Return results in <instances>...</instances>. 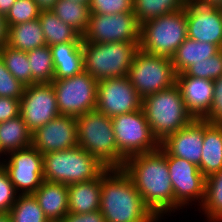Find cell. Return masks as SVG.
<instances>
[{"instance_id": "39", "label": "cell", "mask_w": 222, "mask_h": 222, "mask_svg": "<svg viewBox=\"0 0 222 222\" xmlns=\"http://www.w3.org/2000/svg\"><path fill=\"white\" fill-rule=\"evenodd\" d=\"M214 82V97L209 112L202 118L209 123L222 124V76Z\"/></svg>"}, {"instance_id": "33", "label": "cell", "mask_w": 222, "mask_h": 222, "mask_svg": "<svg viewBox=\"0 0 222 222\" xmlns=\"http://www.w3.org/2000/svg\"><path fill=\"white\" fill-rule=\"evenodd\" d=\"M9 213L11 222H50L33 194L19 195Z\"/></svg>"}, {"instance_id": "9", "label": "cell", "mask_w": 222, "mask_h": 222, "mask_svg": "<svg viewBox=\"0 0 222 222\" xmlns=\"http://www.w3.org/2000/svg\"><path fill=\"white\" fill-rule=\"evenodd\" d=\"M119 154L127 158L159 149L150 125L141 109L111 118Z\"/></svg>"}, {"instance_id": "25", "label": "cell", "mask_w": 222, "mask_h": 222, "mask_svg": "<svg viewBox=\"0 0 222 222\" xmlns=\"http://www.w3.org/2000/svg\"><path fill=\"white\" fill-rule=\"evenodd\" d=\"M32 146V132L21 115L0 123V151L7 155Z\"/></svg>"}, {"instance_id": "4", "label": "cell", "mask_w": 222, "mask_h": 222, "mask_svg": "<svg viewBox=\"0 0 222 222\" xmlns=\"http://www.w3.org/2000/svg\"><path fill=\"white\" fill-rule=\"evenodd\" d=\"M78 146L97 158L107 168H122L111 118L97 109L76 117Z\"/></svg>"}, {"instance_id": "13", "label": "cell", "mask_w": 222, "mask_h": 222, "mask_svg": "<svg viewBox=\"0 0 222 222\" xmlns=\"http://www.w3.org/2000/svg\"><path fill=\"white\" fill-rule=\"evenodd\" d=\"M5 170L19 195L33 194L43 183V155L33 146L8 154Z\"/></svg>"}, {"instance_id": "6", "label": "cell", "mask_w": 222, "mask_h": 222, "mask_svg": "<svg viewBox=\"0 0 222 222\" xmlns=\"http://www.w3.org/2000/svg\"><path fill=\"white\" fill-rule=\"evenodd\" d=\"M139 43L83 42L84 71L96 80L128 75Z\"/></svg>"}, {"instance_id": "21", "label": "cell", "mask_w": 222, "mask_h": 222, "mask_svg": "<svg viewBox=\"0 0 222 222\" xmlns=\"http://www.w3.org/2000/svg\"><path fill=\"white\" fill-rule=\"evenodd\" d=\"M55 67L54 79H63L84 71L83 42H65L50 46Z\"/></svg>"}, {"instance_id": "29", "label": "cell", "mask_w": 222, "mask_h": 222, "mask_svg": "<svg viewBox=\"0 0 222 222\" xmlns=\"http://www.w3.org/2000/svg\"><path fill=\"white\" fill-rule=\"evenodd\" d=\"M188 0H133V13L141 25L145 21L177 12L185 8Z\"/></svg>"}, {"instance_id": "47", "label": "cell", "mask_w": 222, "mask_h": 222, "mask_svg": "<svg viewBox=\"0 0 222 222\" xmlns=\"http://www.w3.org/2000/svg\"><path fill=\"white\" fill-rule=\"evenodd\" d=\"M1 156H5V155L0 151V158H1ZM1 159H3V160H1ZM1 159H0V171H2L5 168V160H6L4 158H1Z\"/></svg>"}, {"instance_id": "15", "label": "cell", "mask_w": 222, "mask_h": 222, "mask_svg": "<svg viewBox=\"0 0 222 222\" xmlns=\"http://www.w3.org/2000/svg\"><path fill=\"white\" fill-rule=\"evenodd\" d=\"M20 115L32 133L59 116L52 83L25 86L20 99Z\"/></svg>"}, {"instance_id": "44", "label": "cell", "mask_w": 222, "mask_h": 222, "mask_svg": "<svg viewBox=\"0 0 222 222\" xmlns=\"http://www.w3.org/2000/svg\"><path fill=\"white\" fill-rule=\"evenodd\" d=\"M189 1L200 3L203 6H210L213 8L222 9V0H189Z\"/></svg>"}, {"instance_id": "27", "label": "cell", "mask_w": 222, "mask_h": 222, "mask_svg": "<svg viewBox=\"0 0 222 222\" xmlns=\"http://www.w3.org/2000/svg\"><path fill=\"white\" fill-rule=\"evenodd\" d=\"M39 22L49 47L65 42H83L82 36L71 26L62 22L51 10L41 11Z\"/></svg>"}, {"instance_id": "18", "label": "cell", "mask_w": 222, "mask_h": 222, "mask_svg": "<svg viewBox=\"0 0 222 222\" xmlns=\"http://www.w3.org/2000/svg\"><path fill=\"white\" fill-rule=\"evenodd\" d=\"M204 140V119H193L188 125L170 134L160 145L171 155L200 164Z\"/></svg>"}, {"instance_id": "2", "label": "cell", "mask_w": 222, "mask_h": 222, "mask_svg": "<svg viewBox=\"0 0 222 222\" xmlns=\"http://www.w3.org/2000/svg\"><path fill=\"white\" fill-rule=\"evenodd\" d=\"M106 222H158L122 168L102 174L100 209Z\"/></svg>"}, {"instance_id": "31", "label": "cell", "mask_w": 222, "mask_h": 222, "mask_svg": "<svg viewBox=\"0 0 222 222\" xmlns=\"http://www.w3.org/2000/svg\"><path fill=\"white\" fill-rule=\"evenodd\" d=\"M33 84L51 83L54 80L55 67L51 49L44 45L27 52Z\"/></svg>"}, {"instance_id": "10", "label": "cell", "mask_w": 222, "mask_h": 222, "mask_svg": "<svg viewBox=\"0 0 222 222\" xmlns=\"http://www.w3.org/2000/svg\"><path fill=\"white\" fill-rule=\"evenodd\" d=\"M51 83L60 115L77 117L96 109L98 80L86 71Z\"/></svg>"}, {"instance_id": "28", "label": "cell", "mask_w": 222, "mask_h": 222, "mask_svg": "<svg viewBox=\"0 0 222 222\" xmlns=\"http://www.w3.org/2000/svg\"><path fill=\"white\" fill-rule=\"evenodd\" d=\"M51 11L81 36L86 32L91 14L88 5L75 3L71 0H59Z\"/></svg>"}, {"instance_id": "1", "label": "cell", "mask_w": 222, "mask_h": 222, "mask_svg": "<svg viewBox=\"0 0 222 222\" xmlns=\"http://www.w3.org/2000/svg\"><path fill=\"white\" fill-rule=\"evenodd\" d=\"M122 169L133 180L144 204L158 219L174 212V191L166 150L161 145L156 151L127 158Z\"/></svg>"}, {"instance_id": "11", "label": "cell", "mask_w": 222, "mask_h": 222, "mask_svg": "<svg viewBox=\"0 0 222 222\" xmlns=\"http://www.w3.org/2000/svg\"><path fill=\"white\" fill-rule=\"evenodd\" d=\"M82 40L89 43H139L140 24L133 12L109 15L91 13Z\"/></svg>"}, {"instance_id": "37", "label": "cell", "mask_w": 222, "mask_h": 222, "mask_svg": "<svg viewBox=\"0 0 222 222\" xmlns=\"http://www.w3.org/2000/svg\"><path fill=\"white\" fill-rule=\"evenodd\" d=\"M89 9L95 14L133 12V0H90Z\"/></svg>"}, {"instance_id": "42", "label": "cell", "mask_w": 222, "mask_h": 222, "mask_svg": "<svg viewBox=\"0 0 222 222\" xmlns=\"http://www.w3.org/2000/svg\"><path fill=\"white\" fill-rule=\"evenodd\" d=\"M8 27L5 16L0 15V50L7 44Z\"/></svg>"}, {"instance_id": "23", "label": "cell", "mask_w": 222, "mask_h": 222, "mask_svg": "<svg viewBox=\"0 0 222 222\" xmlns=\"http://www.w3.org/2000/svg\"><path fill=\"white\" fill-rule=\"evenodd\" d=\"M198 166L205 178L222 170V124L204 120L203 150Z\"/></svg>"}, {"instance_id": "14", "label": "cell", "mask_w": 222, "mask_h": 222, "mask_svg": "<svg viewBox=\"0 0 222 222\" xmlns=\"http://www.w3.org/2000/svg\"><path fill=\"white\" fill-rule=\"evenodd\" d=\"M142 98L127 76L98 81L96 109L112 118L141 109Z\"/></svg>"}, {"instance_id": "24", "label": "cell", "mask_w": 222, "mask_h": 222, "mask_svg": "<svg viewBox=\"0 0 222 222\" xmlns=\"http://www.w3.org/2000/svg\"><path fill=\"white\" fill-rule=\"evenodd\" d=\"M220 50L218 45L199 42L187 37L171 57L176 74L183 73L195 62L205 61Z\"/></svg>"}, {"instance_id": "38", "label": "cell", "mask_w": 222, "mask_h": 222, "mask_svg": "<svg viewBox=\"0 0 222 222\" xmlns=\"http://www.w3.org/2000/svg\"><path fill=\"white\" fill-rule=\"evenodd\" d=\"M18 194L6 170L0 171V212H9Z\"/></svg>"}, {"instance_id": "46", "label": "cell", "mask_w": 222, "mask_h": 222, "mask_svg": "<svg viewBox=\"0 0 222 222\" xmlns=\"http://www.w3.org/2000/svg\"><path fill=\"white\" fill-rule=\"evenodd\" d=\"M0 222H11L9 212H0Z\"/></svg>"}, {"instance_id": "30", "label": "cell", "mask_w": 222, "mask_h": 222, "mask_svg": "<svg viewBox=\"0 0 222 222\" xmlns=\"http://www.w3.org/2000/svg\"><path fill=\"white\" fill-rule=\"evenodd\" d=\"M210 222H222V170L205 180V198L200 206Z\"/></svg>"}, {"instance_id": "16", "label": "cell", "mask_w": 222, "mask_h": 222, "mask_svg": "<svg viewBox=\"0 0 222 222\" xmlns=\"http://www.w3.org/2000/svg\"><path fill=\"white\" fill-rule=\"evenodd\" d=\"M32 146L42 155L78 146L75 116L59 115L32 133Z\"/></svg>"}, {"instance_id": "7", "label": "cell", "mask_w": 222, "mask_h": 222, "mask_svg": "<svg viewBox=\"0 0 222 222\" xmlns=\"http://www.w3.org/2000/svg\"><path fill=\"white\" fill-rule=\"evenodd\" d=\"M187 29L185 8L150 19L140 25L139 48L171 58L186 40Z\"/></svg>"}, {"instance_id": "43", "label": "cell", "mask_w": 222, "mask_h": 222, "mask_svg": "<svg viewBox=\"0 0 222 222\" xmlns=\"http://www.w3.org/2000/svg\"><path fill=\"white\" fill-rule=\"evenodd\" d=\"M41 11L52 10L59 0H34Z\"/></svg>"}, {"instance_id": "45", "label": "cell", "mask_w": 222, "mask_h": 222, "mask_svg": "<svg viewBox=\"0 0 222 222\" xmlns=\"http://www.w3.org/2000/svg\"><path fill=\"white\" fill-rule=\"evenodd\" d=\"M16 0H0V15L6 16Z\"/></svg>"}, {"instance_id": "48", "label": "cell", "mask_w": 222, "mask_h": 222, "mask_svg": "<svg viewBox=\"0 0 222 222\" xmlns=\"http://www.w3.org/2000/svg\"><path fill=\"white\" fill-rule=\"evenodd\" d=\"M75 3H80V4H83V5H88L89 6V3H90V0H71Z\"/></svg>"}, {"instance_id": "19", "label": "cell", "mask_w": 222, "mask_h": 222, "mask_svg": "<svg viewBox=\"0 0 222 222\" xmlns=\"http://www.w3.org/2000/svg\"><path fill=\"white\" fill-rule=\"evenodd\" d=\"M176 85L187 111L195 118L202 119L210 110L214 97V82L209 79L177 74Z\"/></svg>"}, {"instance_id": "34", "label": "cell", "mask_w": 222, "mask_h": 222, "mask_svg": "<svg viewBox=\"0 0 222 222\" xmlns=\"http://www.w3.org/2000/svg\"><path fill=\"white\" fill-rule=\"evenodd\" d=\"M40 12L34 0H16L5 16L7 27L36 20Z\"/></svg>"}, {"instance_id": "41", "label": "cell", "mask_w": 222, "mask_h": 222, "mask_svg": "<svg viewBox=\"0 0 222 222\" xmlns=\"http://www.w3.org/2000/svg\"><path fill=\"white\" fill-rule=\"evenodd\" d=\"M61 222H106L103 213L100 210L77 214L68 213Z\"/></svg>"}, {"instance_id": "32", "label": "cell", "mask_w": 222, "mask_h": 222, "mask_svg": "<svg viewBox=\"0 0 222 222\" xmlns=\"http://www.w3.org/2000/svg\"><path fill=\"white\" fill-rule=\"evenodd\" d=\"M0 57L4 61L8 71L23 85L29 86L33 84L27 52L5 45L0 50Z\"/></svg>"}, {"instance_id": "36", "label": "cell", "mask_w": 222, "mask_h": 222, "mask_svg": "<svg viewBox=\"0 0 222 222\" xmlns=\"http://www.w3.org/2000/svg\"><path fill=\"white\" fill-rule=\"evenodd\" d=\"M24 88L25 85L8 71L0 57V97L21 99Z\"/></svg>"}, {"instance_id": "3", "label": "cell", "mask_w": 222, "mask_h": 222, "mask_svg": "<svg viewBox=\"0 0 222 222\" xmlns=\"http://www.w3.org/2000/svg\"><path fill=\"white\" fill-rule=\"evenodd\" d=\"M141 108L153 136L159 143L194 119L187 111L176 84L166 90L145 96Z\"/></svg>"}, {"instance_id": "40", "label": "cell", "mask_w": 222, "mask_h": 222, "mask_svg": "<svg viewBox=\"0 0 222 222\" xmlns=\"http://www.w3.org/2000/svg\"><path fill=\"white\" fill-rule=\"evenodd\" d=\"M20 115V99L0 97V123Z\"/></svg>"}, {"instance_id": "20", "label": "cell", "mask_w": 222, "mask_h": 222, "mask_svg": "<svg viewBox=\"0 0 222 222\" xmlns=\"http://www.w3.org/2000/svg\"><path fill=\"white\" fill-rule=\"evenodd\" d=\"M33 195L50 222H61L69 213L67 185L44 180Z\"/></svg>"}, {"instance_id": "12", "label": "cell", "mask_w": 222, "mask_h": 222, "mask_svg": "<svg viewBox=\"0 0 222 222\" xmlns=\"http://www.w3.org/2000/svg\"><path fill=\"white\" fill-rule=\"evenodd\" d=\"M166 159L174 191V212L185 205L189 206L192 201L196 202V200L201 206L205 198L206 178L199 170V166L185 159L171 156L167 151Z\"/></svg>"}, {"instance_id": "17", "label": "cell", "mask_w": 222, "mask_h": 222, "mask_svg": "<svg viewBox=\"0 0 222 222\" xmlns=\"http://www.w3.org/2000/svg\"><path fill=\"white\" fill-rule=\"evenodd\" d=\"M187 37L218 45L222 49V9L187 1Z\"/></svg>"}, {"instance_id": "26", "label": "cell", "mask_w": 222, "mask_h": 222, "mask_svg": "<svg viewBox=\"0 0 222 222\" xmlns=\"http://www.w3.org/2000/svg\"><path fill=\"white\" fill-rule=\"evenodd\" d=\"M6 45L24 52L46 45L39 19L10 26Z\"/></svg>"}, {"instance_id": "8", "label": "cell", "mask_w": 222, "mask_h": 222, "mask_svg": "<svg viewBox=\"0 0 222 222\" xmlns=\"http://www.w3.org/2000/svg\"><path fill=\"white\" fill-rule=\"evenodd\" d=\"M176 76L170 57L144 52L140 48L127 75L142 99L175 85Z\"/></svg>"}, {"instance_id": "22", "label": "cell", "mask_w": 222, "mask_h": 222, "mask_svg": "<svg viewBox=\"0 0 222 222\" xmlns=\"http://www.w3.org/2000/svg\"><path fill=\"white\" fill-rule=\"evenodd\" d=\"M102 175L98 178L73 183L68 187V212L84 214L100 209Z\"/></svg>"}, {"instance_id": "35", "label": "cell", "mask_w": 222, "mask_h": 222, "mask_svg": "<svg viewBox=\"0 0 222 222\" xmlns=\"http://www.w3.org/2000/svg\"><path fill=\"white\" fill-rule=\"evenodd\" d=\"M184 73L187 76L216 80L222 76V49L205 61L195 62Z\"/></svg>"}, {"instance_id": "5", "label": "cell", "mask_w": 222, "mask_h": 222, "mask_svg": "<svg viewBox=\"0 0 222 222\" xmlns=\"http://www.w3.org/2000/svg\"><path fill=\"white\" fill-rule=\"evenodd\" d=\"M107 169L80 146L43 155V176L48 182L70 185L98 178Z\"/></svg>"}]
</instances>
